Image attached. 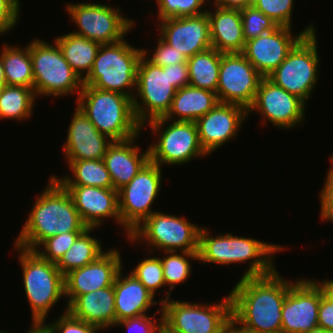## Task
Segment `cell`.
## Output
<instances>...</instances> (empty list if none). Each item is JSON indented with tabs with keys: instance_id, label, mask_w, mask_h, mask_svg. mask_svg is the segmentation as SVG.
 Here are the masks:
<instances>
[{
	"instance_id": "1",
	"label": "cell",
	"mask_w": 333,
	"mask_h": 333,
	"mask_svg": "<svg viewBox=\"0 0 333 333\" xmlns=\"http://www.w3.org/2000/svg\"><path fill=\"white\" fill-rule=\"evenodd\" d=\"M292 283L276 269L240 278L229 291L232 328L240 333H281L283 303Z\"/></svg>"
},
{
	"instance_id": "2",
	"label": "cell",
	"mask_w": 333,
	"mask_h": 333,
	"mask_svg": "<svg viewBox=\"0 0 333 333\" xmlns=\"http://www.w3.org/2000/svg\"><path fill=\"white\" fill-rule=\"evenodd\" d=\"M29 216L15 239V246L34 250L47 238L61 233L84 231L73 200L65 187L54 177L35 200Z\"/></svg>"
},
{
	"instance_id": "3",
	"label": "cell",
	"mask_w": 333,
	"mask_h": 333,
	"mask_svg": "<svg viewBox=\"0 0 333 333\" xmlns=\"http://www.w3.org/2000/svg\"><path fill=\"white\" fill-rule=\"evenodd\" d=\"M208 231V228L201 227L199 232V262L229 265L249 261V267L241 278L272 273L276 268L272 260L274 253L285 249L283 245L263 242L252 237H239L232 235V232L210 237Z\"/></svg>"
},
{
	"instance_id": "4",
	"label": "cell",
	"mask_w": 333,
	"mask_h": 333,
	"mask_svg": "<svg viewBox=\"0 0 333 333\" xmlns=\"http://www.w3.org/2000/svg\"><path fill=\"white\" fill-rule=\"evenodd\" d=\"M77 106L87 115L96 129L112 141H123L139 135L133 100L121 93L83 85Z\"/></svg>"
},
{
	"instance_id": "5",
	"label": "cell",
	"mask_w": 333,
	"mask_h": 333,
	"mask_svg": "<svg viewBox=\"0 0 333 333\" xmlns=\"http://www.w3.org/2000/svg\"><path fill=\"white\" fill-rule=\"evenodd\" d=\"M23 272L24 291L30 305L33 330L46 321L48 312L65 297L64 275L56 263L40 257L34 250L15 246Z\"/></svg>"
},
{
	"instance_id": "6",
	"label": "cell",
	"mask_w": 333,
	"mask_h": 333,
	"mask_svg": "<svg viewBox=\"0 0 333 333\" xmlns=\"http://www.w3.org/2000/svg\"><path fill=\"white\" fill-rule=\"evenodd\" d=\"M142 55V48L133 47L126 39L101 44L90 73L83 79V85L118 92L133 100Z\"/></svg>"
},
{
	"instance_id": "7",
	"label": "cell",
	"mask_w": 333,
	"mask_h": 333,
	"mask_svg": "<svg viewBox=\"0 0 333 333\" xmlns=\"http://www.w3.org/2000/svg\"><path fill=\"white\" fill-rule=\"evenodd\" d=\"M33 71V88L36 97H63L76 93L79 96L83 80L65 60L54 40L50 44L38 38L29 43Z\"/></svg>"
},
{
	"instance_id": "8",
	"label": "cell",
	"mask_w": 333,
	"mask_h": 333,
	"mask_svg": "<svg viewBox=\"0 0 333 333\" xmlns=\"http://www.w3.org/2000/svg\"><path fill=\"white\" fill-rule=\"evenodd\" d=\"M147 125L157 140L149 146L152 163L160 167L166 164L180 166L196 157H207L199 141L196 122L172 121L160 117L147 122Z\"/></svg>"
},
{
	"instance_id": "9",
	"label": "cell",
	"mask_w": 333,
	"mask_h": 333,
	"mask_svg": "<svg viewBox=\"0 0 333 333\" xmlns=\"http://www.w3.org/2000/svg\"><path fill=\"white\" fill-rule=\"evenodd\" d=\"M200 229L186 218L155 210L131 232L128 240L131 244L147 242L152 252H198Z\"/></svg>"
},
{
	"instance_id": "10",
	"label": "cell",
	"mask_w": 333,
	"mask_h": 333,
	"mask_svg": "<svg viewBox=\"0 0 333 333\" xmlns=\"http://www.w3.org/2000/svg\"><path fill=\"white\" fill-rule=\"evenodd\" d=\"M161 309L163 321L178 333H228L232 327L229 294L211 305L169 299Z\"/></svg>"
},
{
	"instance_id": "11",
	"label": "cell",
	"mask_w": 333,
	"mask_h": 333,
	"mask_svg": "<svg viewBox=\"0 0 333 333\" xmlns=\"http://www.w3.org/2000/svg\"><path fill=\"white\" fill-rule=\"evenodd\" d=\"M317 33L305 35L286 59L268 76L276 85L305 103L318 84L319 62Z\"/></svg>"
},
{
	"instance_id": "12",
	"label": "cell",
	"mask_w": 333,
	"mask_h": 333,
	"mask_svg": "<svg viewBox=\"0 0 333 333\" xmlns=\"http://www.w3.org/2000/svg\"><path fill=\"white\" fill-rule=\"evenodd\" d=\"M176 90L168 77V66L155 65L143 54L138 64L133 98L134 114L142 129L147 122L167 114Z\"/></svg>"
},
{
	"instance_id": "13",
	"label": "cell",
	"mask_w": 333,
	"mask_h": 333,
	"mask_svg": "<svg viewBox=\"0 0 333 333\" xmlns=\"http://www.w3.org/2000/svg\"><path fill=\"white\" fill-rule=\"evenodd\" d=\"M65 7L78 30L71 32L100 44H112L134 28L135 21L123 17L120 7L102 3H68Z\"/></svg>"
},
{
	"instance_id": "14",
	"label": "cell",
	"mask_w": 333,
	"mask_h": 333,
	"mask_svg": "<svg viewBox=\"0 0 333 333\" xmlns=\"http://www.w3.org/2000/svg\"><path fill=\"white\" fill-rule=\"evenodd\" d=\"M162 167L150 160L118 190L119 213L124 234L131 232L155 211L151 209L162 183Z\"/></svg>"
},
{
	"instance_id": "15",
	"label": "cell",
	"mask_w": 333,
	"mask_h": 333,
	"mask_svg": "<svg viewBox=\"0 0 333 333\" xmlns=\"http://www.w3.org/2000/svg\"><path fill=\"white\" fill-rule=\"evenodd\" d=\"M263 76L242 53H221L216 95L219 102L236 104L248 110Z\"/></svg>"
},
{
	"instance_id": "16",
	"label": "cell",
	"mask_w": 333,
	"mask_h": 333,
	"mask_svg": "<svg viewBox=\"0 0 333 333\" xmlns=\"http://www.w3.org/2000/svg\"><path fill=\"white\" fill-rule=\"evenodd\" d=\"M305 104L302 99L276 85L268 77H263L254 102L247 111L248 115L252 111L261 114L264 126L268 120L279 129L289 130L304 123Z\"/></svg>"
},
{
	"instance_id": "17",
	"label": "cell",
	"mask_w": 333,
	"mask_h": 333,
	"mask_svg": "<svg viewBox=\"0 0 333 333\" xmlns=\"http://www.w3.org/2000/svg\"><path fill=\"white\" fill-rule=\"evenodd\" d=\"M314 27L311 23L294 36L292 27L278 26L246 41L242 54L263 77H268L305 35L316 32Z\"/></svg>"
},
{
	"instance_id": "18",
	"label": "cell",
	"mask_w": 333,
	"mask_h": 333,
	"mask_svg": "<svg viewBox=\"0 0 333 333\" xmlns=\"http://www.w3.org/2000/svg\"><path fill=\"white\" fill-rule=\"evenodd\" d=\"M322 296L311 278L294 281L283 303L281 333H307L317 328Z\"/></svg>"
},
{
	"instance_id": "19",
	"label": "cell",
	"mask_w": 333,
	"mask_h": 333,
	"mask_svg": "<svg viewBox=\"0 0 333 333\" xmlns=\"http://www.w3.org/2000/svg\"><path fill=\"white\" fill-rule=\"evenodd\" d=\"M100 255L95 261L71 270L64 275L67 306L79 295L112 286L122 266L118 249L112 248Z\"/></svg>"
},
{
	"instance_id": "20",
	"label": "cell",
	"mask_w": 333,
	"mask_h": 333,
	"mask_svg": "<svg viewBox=\"0 0 333 333\" xmlns=\"http://www.w3.org/2000/svg\"><path fill=\"white\" fill-rule=\"evenodd\" d=\"M157 23L159 36L187 59L212 47L207 12L198 16L168 18Z\"/></svg>"
},
{
	"instance_id": "21",
	"label": "cell",
	"mask_w": 333,
	"mask_h": 333,
	"mask_svg": "<svg viewBox=\"0 0 333 333\" xmlns=\"http://www.w3.org/2000/svg\"><path fill=\"white\" fill-rule=\"evenodd\" d=\"M248 111L239 105L218 104L197 121L199 141L204 151L210 155L229 140L236 139Z\"/></svg>"
},
{
	"instance_id": "22",
	"label": "cell",
	"mask_w": 333,
	"mask_h": 333,
	"mask_svg": "<svg viewBox=\"0 0 333 333\" xmlns=\"http://www.w3.org/2000/svg\"><path fill=\"white\" fill-rule=\"evenodd\" d=\"M113 141L100 133L77 105L67 130L63 155L66 161L102 160Z\"/></svg>"
},
{
	"instance_id": "23",
	"label": "cell",
	"mask_w": 333,
	"mask_h": 333,
	"mask_svg": "<svg viewBox=\"0 0 333 333\" xmlns=\"http://www.w3.org/2000/svg\"><path fill=\"white\" fill-rule=\"evenodd\" d=\"M70 194L83 223L99 228L104 218H113L121 227L118 191L95 186L63 185Z\"/></svg>"
},
{
	"instance_id": "24",
	"label": "cell",
	"mask_w": 333,
	"mask_h": 333,
	"mask_svg": "<svg viewBox=\"0 0 333 333\" xmlns=\"http://www.w3.org/2000/svg\"><path fill=\"white\" fill-rule=\"evenodd\" d=\"M137 138L138 135L123 141H113L104 155L103 160L113 188L117 191L128 184L150 160L149 147L141 151L139 146L134 144Z\"/></svg>"
},
{
	"instance_id": "25",
	"label": "cell",
	"mask_w": 333,
	"mask_h": 333,
	"mask_svg": "<svg viewBox=\"0 0 333 333\" xmlns=\"http://www.w3.org/2000/svg\"><path fill=\"white\" fill-rule=\"evenodd\" d=\"M122 269L113 284L116 322L145 315L151 306L162 304L133 274L124 276Z\"/></svg>"
},
{
	"instance_id": "26",
	"label": "cell",
	"mask_w": 333,
	"mask_h": 333,
	"mask_svg": "<svg viewBox=\"0 0 333 333\" xmlns=\"http://www.w3.org/2000/svg\"><path fill=\"white\" fill-rule=\"evenodd\" d=\"M113 285L77 296L67 312L74 318L96 325L100 330L116 323Z\"/></svg>"
},
{
	"instance_id": "27",
	"label": "cell",
	"mask_w": 333,
	"mask_h": 333,
	"mask_svg": "<svg viewBox=\"0 0 333 333\" xmlns=\"http://www.w3.org/2000/svg\"><path fill=\"white\" fill-rule=\"evenodd\" d=\"M213 6L214 11L207 10L212 47L220 53H242L246 41L240 10Z\"/></svg>"
},
{
	"instance_id": "28",
	"label": "cell",
	"mask_w": 333,
	"mask_h": 333,
	"mask_svg": "<svg viewBox=\"0 0 333 333\" xmlns=\"http://www.w3.org/2000/svg\"><path fill=\"white\" fill-rule=\"evenodd\" d=\"M218 102L215 92L187 85L176 90L171 107L163 118L172 121L196 122L212 110Z\"/></svg>"
},
{
	"instance_id": "29",
	"label": "cell",
	"mask_w": 333,
	"mask_h": 333,
	"mask_svg": "<svg viewBox=\"0 0 333 333\" xmlns=\"http://www.w3.org/2000/svg\"><path fill=\"white\" fill-rule=\"evenodd\" d=\"M54 40L65 60L83 80L90 73L101 44L71 32L60 35Z\"/></svg>"
},
{
	"instance_id": "30",
	"label": "cell",
	"mask_w": 333,
	"mask_h": 333,
	"mask_svg": "<svg viewBox=\"0 0 333 333\" xmlns=\"http://www.w3.org/2000/svg\"><path fill=\"white\" fill-rule=\"evenodd\" d=\"M19 45L2 46V62L6 84L33 88L34 78L29 44L24 48Z\"/></svg>"
},
{
	"instance_id": "31",
	"label": "cell",
	"mask_w": 333,
	"mask_h": 333,
	"mask_svg": "<svg viewBox=\"0 0 333 333\" xmlns=\"http://www.w3.org/2000/svg\"><path fill=\"white\" fill-rule=\"evenodd\" d=\"M221 53L211 47L188 58L189 85L217 91Z\"/></svg>"
},
{
	"instance_id": "32",
	"label": "cell",
	"mask_w": 333,
	"mask_h": 333,
	"mask_svg": "<svg viewBox=\"0 0 333 333\" xmlns=\"http://www.w3.org/2000/svg\"><path fill=\"white\" fill-rule=\"evenodd\" d=\"M71 175H65L63 178H56L62 185H80L95 186L105 189H114L109 171L106 168L104 160H74L67 161Z\"/></svg>"
},
{
	"instance_id": "33",
	"label": "cell",
	"mask_w": 333,
	"mask_h": 333,
	"mask_svg": "<svg viewBox=\"0 0 333 333\" xmlns=\"http://www.w3.org/2000/svg\"><path fill=\"white\" fill-rule=\"evenodd\" d=\"M96 228H86L75 240L74 244L56 263L60 272L65 275L71 270L81 268L95 261L105 251L100 240L91 236Z\"/></svg>"
},
{
	"instance_id": "34",
	"label": "cell",
	"mask_w": 333,
	"mask_h": 333,
	"mask_svg": "<svg viewBox=\"0 0 333 333\" xmlns=\"http://www.w3.org/2000/svg\"><path fill=\"white\" fill-rule=\"evenodd\" d=\"M36 100L34 88L3 86L0 92V119L26 121L34 112Z\"/></svg>"
},
{
	"instance_id": "35",
	"label": "cell",
	"mask_w": 333,
	"mask_h": 333,
	"mask_svg": "<svg viewBox=\"0 0 333 333\" xmlns=\"http://www.w3.org/2000/svg\"><path fill=\"white\" fill-rule=\"evenodd\" d=\"M178 253V251L165 252V257L162 255V258H160L165 285H168L170 288L169 292H167V296L162 298L163 300H159L161 303L170 299L171 292L175 285L182 284L189 278L192 272L190 260L199 261L198 252Z\"/></svg>"
},
{
	"instance_id": "36",
	"label": "cell",
	"mask_w": 333,
	"mask_h": 333,
	"mask_svg": "<svg viewBox=\"0 0 333 333\" xmlns=\"http://www.w3.org/2000/svg\"><path fill=\"white\" fill-rule=\"evenodd\" d=\"M208 0H156L159 21L168 18L198 16L206 13L202 7ZM202 9V10H201Z\"/></svg>"
},
{
	"instance_id": "37",
	"label": "cell",
	"mask_w": 333,
	"mask_h": 333,
	"mask_svg": "<svg viewBox=\"0 0 333 333\" xmlns=\"http://www.w3.org/2000/svg\"><path fill=\"white\" fill-rule=\"evenodd\" d=\"M154 296L162 286H165L163 268L160 257H147L141 260L130 271Z\"/></svg>"
},
{
	"instance_id": "38",
	"label": "cell",
	"mask_w": 333,
	"mask_h": 333,
	"mask_svg": "<svg viewBox=\"0 0 333 333\" xmlns=\"http://www.w3.org/2000/svg\"><path fill=\"white\" fill-rule=\"evenodd\" d=\"M240 13L245 41L252 40L262 34L273 31L278 27L275 21L264 15L252 5L241 9Z\"/></svg>"
},
{
	"instance_id": "39",
	"label": "cell",
	"mask_w": 333,
	"mask_h": 333,
	"mask_svg": "<svg viewBox=\"0 0 333 333\" xmlns=\"http://www.w3.org/2000/svg\"><path fill=\"white\" fill-rule=\"evenodd\" d=\"M82 232L72 231L57 234L42 241L34 251L43 259L57 263Z\"/></svg>"
},
{
	"instance_id": "40",
	"label": "cell",
	"mask_w": 333,
	"mask_h": 333,
	"mask_svg": "<svg viewBox=\"0 0 333 333\" xmlns=\"http://www.w3.org/2000/svg\"><path fill=\"white\" fill-rule=\"evenodd\" d=\"M100 329L93 324L72 317L65 309L62 315L51 324L43 322L37 333H97Z\"/></svg>"
},
{
	"instance_id": "41",
	"label": "cell",
	"mask_w": 333,
	"mask_h": 333,
	"mask_svg": "<svg viewBox=\"0 0 333 333\" xmlns=\"http://www.w3.org/2000/svg\"><path fill=\"white\" fill-rule=\"evenodd\" d=\"M294 0H252V6L270 17L278 26L292 27Z\"/></svg>"
},
{
	"instance_id": "42",
	"label": "cell",
	"mask_w": 333,
	"mask_h": 333,
	"mask_svg": "<svg viewBox=\"0 0 333 333\" xmlns=\"http://www.w3.org/2000/svg\"><path fill=\"white\" fill-rule=\"evenodd\" d=\"M158 38L159 39H156L157 46L151 57L148 56L150 51L142 48L143 54L150 62L161 67H166L172 64L187 63L188 59L185 55L176 51L175 48L166 43L160 36Z\"/></svg>"
},
{
	"instance_id": "43",
	"label": "cell",
	"mask_w": 333,
	"mask_h": 333,
	"mask_svg": "<svg viewBox=\"0 0 333 333\" xmlns=\"http://www.w3.org/2000/svg\"><path fill=\"white\" fill-rule=\"evenodd\" d=\"M159 309L156 310L153 316L145 314L139 317L118 321L115 323L114 326L124 327L129 331V333H155L158 325L163 320L161 306L159 307ZM157 314H161V316L159 317L160 319L156 318Z\"/></svg>"
},
{
	"instance_id": "44",
	"label": "cell",
	"mask_w": 333,
	"mask_h": 333,
	"mask_svg": "<svg viewBox=\"0 0 333 333\" xmlns=\"http://www.w3.org/2000/svg\"><path fill=\"white\" fill-rule=\"evenodd\" d=\"M20 5L19 0H0V35L6 34L17 26Z\"/></svg>"
},
{
	"instance_id": "45",
	"label": "cell",
	"mask_w": 333,
	"mask_h": 333,
	"mask_svg": "<svg viewBox=\"0 0 333 333\" xmlns=\"http://www.w3.org/2000/svg\"><path fill=\"white\" fill-rule=\"evenodd\" d=\"M324 185L320 190V217L322 221H333V166L328 169Z\"/></svg>"
},
{
	"instance_id": "46",
	"label": "cell",
	"mask_w": 333,
	"mask_h": 333,
	"mask_svg": "<svg viewBox=\"0 0 333 333\" xmlns=\"http://www.w3.org/2000/svg\"><path fill=\"white\" fill-rule=\"evenodd\" d=\"M168 77L171 84L180 89L189 85V73L187 63L172 64L168 66Z\"/></svg>"
},
{
	"instance_id": "47",
	"label": "cell",
	"mask_w": 333,
	"mask_h": 333,
	"mask_svg": "<svg viewBox=\"0 0 333 333\" xmlns=\"http://www.w3.org/2000/svg\"><path fill=\"white\" fill-rule=\"evenodd\" d=\"M318 327L333 331V304L323 296L319 304Z\"/></svg>"
},
{
	"instance_id": "48",
	"label": "cell",
	"mask_w": 333,
	"mask_h": 333,
	"mask_svg": "<svg viewBox=\"0 0 333 333\" xmlns=\"http://www.w3.org/2000/svg\"><path fill=\"white\" fill-rule=\"evenodd\" d=\"M213 5L226 9H244L252 5V0H213Z\"/></svg>"
},
{
	"instance_id": "49",
	"label": "cell",
	"mask_w": 333,
	"mask_h": 333,
	"mask_svg": "<svg viewBox=\"0 0 333 333\" xmlns=\"http://www.w3.org/2000/svg\"><path fill=\"white\" fill-rule=\"evenodd\" d=\"M320 288L323 297L333 304V280L324 279L322 282L312 279Z\"/></svg>"
},
{
	"instance_id": "50",
	"label": "cell",
	"mask_w": 333,
	"mask_h": 333,
	"mask_svg": "<svg viewBox=\"0 0 333 333\" xmlns=\"http://www.w3.org/2000/svg\"><path fill=\"white\" fill-rule=\"evenodd\" d=\"M155 333H178L173 330L169 325H167L163 320L158 325Z\"/></svg>"
},
{
	"instance_id": "51",
	"label": "cell",
	"mask_w": 333,
	"mask_h": 333,
	"mask_svg": "<svg viewBox=\"0 0 333 333\" xmlns=\"http://www.w3.org/2000/svg\"><path fill=\"white\" fill-rule=\"evenodd\" d=\"M0 81H6L5 74H4V66L2 62V51L0 54Z\"/></svg>"
},
{
	"instance_id": "52",
	"label": "cell",
	"mask_w": 333,
	"mask_h": 333,
	"mask_svg": "<svg viewBox=\"0 0 333 333\" xmlns=\"http://www.w3.org/2000/svg\"><path fill=\"white\" fill-rule=\"evenodd\" d=\"M307 333H333V331H329L320 327H317L315 329H312L310 332Z\"/></svg>"
},
{
	"instance_id": "53",
	"label": "cell",
	"mask_w": 333,
	"mask_h": 333,
	"mask_svg": "<svg viewBox=\"0 0 333 333\" xmlns=\"http://www.w3.org/2000/svg\"><path fill=\"white\" fill-rule=\"evenodd\" d=\"M7 85L6 81H0V92L3 86Z\"/></svg>"
},
{
	"instance_id": "54",
	"label": "cell",
	"mask_w": 333,
	"mask_h": 333,
	"mask_svg": "<svg viewBox=\"0 0 333 333\" xmlns=\"http://www.w3.org/2000/svg\"><path fill=\"white\" fill-rule=\"evenodd\" d=\"M33 331V329H29V330H27V332L26 333H31ZM0 333H8L7 331H3V330H0Z\"/></svg>"
},
{
	"instance_id": "55",
	"label": "cell",
	"mask_w": 333,
	"mask_h": 333,
	"mask_svg": "<svg viewBox=\"0 0 333 333\" xmlns=\"http://www.w3.org/2000/svg\"><path fill=\"white\" fill-rule=\"evenodd\" d=\"M228 333H240V332H238L237 330H235L231 327L230 330L228 331Z\"/></svg>"
},
{
	"instance_id": "56",
	"label": "cell",
	"mask_w": 333,
	"mask_h": 333,
	"mask_svg": "<svg viewBox=\"0 0 333 333\" xmlns=\"http://www.w3.org/2000/svg\"><path fill=\"white\" fill-rule=\"evenodd\" d=\"M330 161H331L330 164H332V166H333V153H332V156H330Z\"/></svg>"
}]
</instances>
